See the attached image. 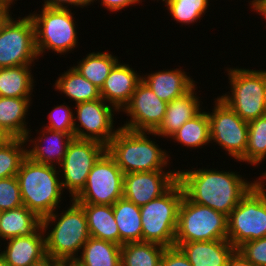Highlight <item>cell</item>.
<instances>
[{
  "label": "cell",
  "instance_id": "cell-20",
  "mask_svg": "<svg viewBox=\"0 0 266 266\" xmlns=\"http://www.w3.org/2000/svg\"><path fill=\"white\" fill-rule=\"evenodd\" d=\"M44 234L40 226L32 235L7 239L0 255L10 266H30L46 256Z\"/></svg>",
  "mask_w": 266,
  "mask_h": 266
},
{
  "label": "cell",
  "instance_id": "cell-25",
  "mask_svg": "<svg viewBox=\"0 0 266 266\" xmlns=\"http://www.w3.org/2000/svg\"><path fill=\"white\" fill-rule=\"evenodd\" d=\"M41 226V219L24 205L0 212V240L32 235Z\"/></svg>",
  "mask_w": 266,
  "mask_h": 266
},
{
  "label": "cell",
  "instance_id": "cell-39",
  "mask_svg": "<svg viewBox=\"0 0 266 266\" xmlns=\"http://www.w3.org/2000/svg\"><path fill=\"white\" fill-rule=\"evenodd\" d=\"M160 266H192L178 247L165 248Z\"/></svg>",
  "mask_w": 266,
  "mask_h": 266
},
{
  "label": "cell",
  "instance_id": "cell-7",
  "mask_svg": "<svg viewBox=\"0 0 266 266\" xmlns=\"http://www.w3.org/2000/svg\"><path fill=\"white\" fill-rule=\"evenodd\" d=\"M226 71L230 92L218 98L246 122L266 115L265 70L226 67Z\"/></svg>",
  "mask_w": 266,
  "mask_h": 266
},
{
  "label": "cell",
  "instance_id": "cell-44",
  "mask_svg": "<svg viewBox=\"0 0 266 266\" xmlns=\"http://www.w3.org/2000/svg\"><path fill=\"white\" fill-rule=\"evenodd\" d=\"M51 266H79L77 259H54L51 257Z\"/></svg>",
  "mask_w": 266,
  "mask_h": 266
},
{
  "label": "cell",
  "instance_id": "cell-34",
  "mask_svg": "<svg viewBox=\"0 0 266 266\" xmlns=\"http://www.w3.org/2000/svg\"><path fill=\"white\" fill-rule=\"evenodd\" d=\"M27 144L25 139L12 138L0 146V179L16 176L27 157Z\"/></svg>",
  "mask_w": 266,
  "mask_h": 266
},
{
  "label": "cell",
  "instance_id": "cell-36",
  "mask_svg": "<svg viewBox=\"0 0 266 266\" xmlns=\"http://www.w3.org/2000/svg\"><path fill=\"white\" fill-rule=\"evenodd\" d=\"M70 108L65 102L55 106L48 114L49 124H45L46 126L44 127L58 132L74 134L75 112L73 113Z\"/></svg>",
  "mask_w": 266,
  "mask_h": 266
},
{
  "label": "cell",
  "instance_id": "cell-35",
  "mask_svg": "<svg viewBox=\"0 0 266 266\" xmlns=\"http://www.w3.org/2000/svg\"><path fill=\"white\" fill-rule=\"evenodd\" d=\"M159 0H157L158 2ZM170 15L182 25L198 22L207 12L210 0H162Z\"/></svg>",
  "mask_w": 266,
  "mask_h": 266
},
{
  "label": "cell",
  "instance_id": "cell-24",
  "mask_svg": "<svg viewBox=\"0 0 266 266\" xmlns=\"http://www.w3.org/2000/svg\"><path fill=\"white\" fill-rule=\"evenodd\" d=\"M86 215L91 237L119 245V229L113 206L100 204H79Z\"/></svg>",
  "mask_w": 266,
  "mask_h": 266
},
{
  "label": "cell",
  "instance_id": "cell-16",
  "mask_svg": "<svg viewBox=\"0 0 266 266\" xmlns=\"http://www.w3.org/2000/svg\"><path fill=\"white\" fill-rule=\"evenodd\" d=\"M142 171L124 174L123 197L141 207L163 195L177 180L176 170Z\"/></svg>",
  "mask_w": 266,
  "mask_h": 266
},
{
  "label": "cell",
  "instance_id": "cell-1",
  "mask_svg": "<svg viewBox=\"0 0 266 266\" xmlns=\"http://www.w3.org/2000/svg\"><path fill=\"white\" fill-rule=\"evenodd\" d=\"M177 171L178 182L188 200L210 207L226 216L260 178L266 179V171L253 182L247 181L239 172L230 170L218 171L204 167Z\"/></svg>",
  "mask_w": 266,
  "mask_h": 266
},
{
  "label": "cell",
  "instance_id": "cell-8",
  "mask_svg": "<svg viewBox=\"0 0 266 266\" xmlns=\"http://www.w3.org/2000/svg\"><path fill=\"white\" fill-rule=\"evenodd\" d=\"M41 10L40 14H29L35 27L38 57H43L42 54L49 50L60 55L73 51L78 46V32L70 7L62 9L43 6Z\"/></svg>",
  "mask_w": 266,
  "mask_h": 266
},
{
  "label": "cell",
  "instance_id": "cell-42",
  "mask_svg": "<svg viewBox=\"0 0 266 266\" xmlns=\"http://www.w3.org/2000/svg\"><path fill=\"white\" fill-rule=\"evenodd\" d=\"M226 266H254L238 250L229 258Z\"/></svg>",
  "mask_w": 266,
  "mask_h": 266
},
{
  "label": "cell",
  "instance_id": "cell-9",
  "mask_svg": "<svg viewBox=\"0 0 266 266\" xmlns=\"http://www.w3.org/2000/svg\"><path fill=\"white\" fill-rule=\"evenodd\" d=\"M227 235L228 218L224 213L183 196L178 210L175 243L227 240Z\"/></svg>",
  "mask_w": 266,
  "mask_h": 266
},
{
  "label": "cell",
  "instance_id": "cell-50",
  "mask_svg": "<svg viewBox=\"0 0 266 266\" xmlns=\"http://www.w3.org/2000/svg\"><path fill=\"white\" fill-rule=\"evenodd\" d=\"M264 98L266 103V70H265V92H264Z\"/></svg>",
  "mask_w": 266,
  "mask_h": 266
},
{
  "label": "cell",
  "instance_id": "cell-45",
  "mask_svg": "<svg viewBox=\"0 0 266 266\" xmlns=\"http://www.w3.org/2000/svg\"><path fill=\"white\" fill-rule=\"evenodd\" d=\"M14 1H17V0H0V9L11 13L10 8H12L11 5L15 3Z\"/></svg>",
  "mask_w": 266,
  "mask_h": 266
},
{
  "label": "cell",
  "instance_id": "cell-31",
  "mask_svg": "<svg viewBox=\"0 0 266 266\" xmlns=\"http://www.w3.org/2000/svg\"><path fill=\"white\" fill-rule=\"evenodd\" d=\"M187 148H204L210 143V123L208 114L202 109L196 116L185 122L171 137Z\"/></svg>",
  "mask_w": 266,
  "mask_h": 266
},
{
  "label": "cell",
  "instance_id": "cell-32",
  "mask_svg": "<svg viewBox=\"0 0 266 266\" xmlns=\"http://www.w3.org/2000/svg\"><path fill=\"white\" fill-rule=\"evenodd\" d=\"M165 247L146 241L121 246V266H160Z\"/></svg>",
  "mask_w": 266,
  "mask_h": 266
},
{
  "label": "cell",
  "instance_id": "cell-5",
  "mask_svg": "<svg viewBox=\"0 0 266 266\" xmlns=\"http://www.w3.org/2000/svg\"><path fill=\"white\" fill-rule=\"evenodd\" d=\"M184 192L178 180L161 196L140 207L142 241L174 247L178 210Z\"/></svg>",
  "mask_w": 266,
  "mask_h": 266
},
{
  "label": "cell",
  "instance_id": "cell-43",
  "mask_svg": "<svg viewBox=\"0 0 266 266\" xmlns=\"http://www.w3.org/2000/svg\"><path fill=\"white\" fill-rule=\"evenodd\" d=\"M251 2V3H250ZM249 2L250 8L252 7L254 12H257L256 14H261L264 17V20L266 19V0H252Z\"/></svg>",
  "mask_w": 266,
  "mask_h": 266
},
{
  "label": "cell",
  "instance_id": "cell-19",
  "mask_svg": "<svg viewBox=\"0 0 266 266\" xmlns=\"http://www.w3.org/2000/svg\"><path fill=\"white\" fill-rule=\"evenodd\" d=\"M196 86L168 103L162 122L153 132H148V135L170 138L185 122L202 110V101L195 91Z\"/></svg>",
  "mask_w": 266,
  "mask_h": 266
},
{
  "label": "cell",
  "instance_id": "cell-10",
  "mask_svg": "<svg viewBox=\"0 0 266 266\" xmlns=\"http://www.w3.org/2000/svg\"><path fill=\"white\" fill-rule=\"evenodd\" d=\"M17 19L11 14L0 27V68L32 65L39 58L32 18Z\"/></svg>",
  "mask_w": 266,
  "mask_h": 266
},
{
  "label": "cell",
  "instance_id": "cell-29",
  "mask_svg": "<svg viewBox=\"0 0 266 266\" xmlns=\"http://www.w3.org/2000/svg\"><path fill=\"white\" fill-rule=\"evenodd\" d=\"M77 261L79 266H121V246L90 237Z\"/></svg>",
  "mask_w": 266,
  "mask_h": 266
},
{
  "label": "cell",
  "instance_id": "cell-26",
  "mask_svg": "<svg viewBox=\"0 0 266 266\" xmlns=\"http://www.w3.org/2000/svg\"><path fill=\"white\" fill-rule=\"evenodd\" d=\"M112 206L119 229V245L142 241L140 207L124 197L118 199Z\"/></svg>",
  "mask_w": 266,
  "mask_h": 266
},
{
  "label": "cell",
  "instance_id": "cell-27",
  "mask_svg": "<svg viewBox=\"0 0 266 266\" xmlns=\"http://www.w3.org/2000/svg\"><path fill=\"white\" fill-rule=\"evenodd\" d=\"M60 75L53 85L55 91L75 101V105L101 98L100 89L84 78L73 66Z\"/></svg>",
  "mask_w": 266,
  "mask_h": 266
},
{
  "label": "cell",
  "instance_id": "cell-22",
  "mask_svg": "<svg viewBox=\"0 0 266 266\" xmlns=\"http://www.w3.org/2000/svg\"><path fill=\"white\" fill-rule=\"evenodd\" d=\"M175 68L164 69L154 73L142 75V81L150 87L155 95L169 103L190 91L197 83L183 71Z\"/></svg>",
  "mask_w": 266,
  "mask_h": 266
},
{
  "label": "cell",
  "instance_id": "cell-40",
  "mask_svg": "<svg viewBox=\"0 0 266 266\" xmlns=\"http://www.w3.org/2000/svg\"><path fill=\"white\" fill-rule=\"evenodd\" d=\"M97 0H91V4L96 2ZM99 3H101V6H103L105 9L116 12L120 10H124L125 8L132 6V5H138L140 2L142 3V0H98Z\"/></svg>",
  "mask_w": 266,
  "mask_h": 266
},
{
  "label": "cell",
  "instance_id": "cell-3",
  "mask_svg": "<svg viewBox=\"0 0 266 266\" xmlns=\"http://www.w3.org/2000/svg\"><path fill=\"white\" fill-rule=\"evenodd\" d=\"M70 201L72 204L67 210L62 213L55 210L41 219L46 255L54 259H77L80 249L91 237L83 208L73 199Z\"/></svg>",
  "mask_w": 266,
  "mask_h": 266
},
{
  "label": "cell",
  "instance_id": "cell-23",
  "mask_svg": "<svg viewBox=\"0 0 266 266\" xmlns=\"http://www.w3.org/2000/svg\"><path fill=\"white\" fill-rule=\"evenodd\" d=\"M32 99L0 96V127L12 138H32L25 118Z\"/></svg>",
  "mask_w": 266,
  "mask_h": 266
},
{
  "label": "cell",
  "instance_id": "cell-2",
  "mask_svg": "<svg viewBox=\"0 0 266 266\" xmlns=\"http://www.w3.org/2000/svg\"><path fill=\"white\" fill-rule=\"evenodd\" d=\"M57 168L35 162L27 156L16 174L23 205L40 219L60 207L64 193Z\"/></svg>",
  "mask_w": 266,
  "mask_h": 266
},
{
  "label": "cell",
  "instance_id": "cell-21",
  "mask_svg": "<svg viewBox=\"0 0 266 266\" xmlns=\"http://www.w3.org/2000/svg\"><path fill=\"white\" fill-rule=\"evenodd\" d=\"M192 266H226L237 250L228 240L174 243Z\"/></svg>",
  "mask_w": 266,
  "mask_h": 266
},
{
  "label": "cell",
  "instance_id": "cell-46",
  "mask_svg": "<svg viewBox=\"0 0 266 266\" xmlns=\"http://www.w3.org/2000/svg\"><path fill=\"white\" fill-rule=\"evenodd\" d=\"M12 137L0 127V146L5 145Z\"/></svg>",
  "mask_w": 266,
  "mask_h": 266
},
{
  "label": "cell",
  "instance_id": "cell-41",
  "mask_svg": "<svg viewBox=\"0 0 266 266\" xmlns=\"http://www.w3.org/2000/svg\"><path fill=\"white\" fill-rule=\"evenodd\" d=\"M69 5L84 8L91 5V0H44L42 6L68 9Z\"/></svg>",
  "mask_w": 266,
  "mask_h": 266
},
{
  "label": "cell",
  "instance_id": "cell-48",
  "mask_svg": "<svg viewBox=\"0 0 266 266\" xmlns=\"http://www.w3.org/2000/svg\"><path fill=\"white\" fill-rule=\"evenodd\" d=\"M10 15H11V13L0 9V27Z\"/></svg>",
  "mask_w": 266,
  "mask_h": 266
},
{
  "label": "cell",
  "instance_id": "cell-15",
  "mask_svg": "<svg viewBox=\"0 0 266 266\" xmlns=\"http://www.w3.org/2000/svg\"><path fill=\"white\" fill-rule=\"evenodd\" d=\"M167 105L141 80L121 111L130 116L121 127L131 131L153 132L162 122Z\"/></svg>",
  "mask_w": 266,
  "mask_h": 266
},
{
  "label": "cell",
  "instance_id": "cell-13",
  "mask_svg": "<svg viewBox=\"0 0 266 266\" xmlns=\"http://www.w3.org/2000/svg\"><path fill=\"white\" fill-rule=\"evenodd\" d=\"M214 108L208 111L210 123V143L215 142L223 150L239 161L245 154L248 138V122L241 119L218 97ZM211 112V113H210Z\"/></svg>",
  "mask_w": 266,
  "mask_h": 266
},
{
  "label": "cell",
  "instance_id": "cell-14",
  "mask_svg": "<svg viewBox=\"0 0 266 266\" xmlns=\"http://www.w3.org/2000/svg\"><path fill=\"white\" fill-rule=\"evenodd\" d=\"M75 106L74 138L95 140L107 146L119 130V127L115 129L113 123L118 111L102 98Z\"/></svg>",
  "mask_w": 266,
  "mask_h": 266
},
{
  "label": "cell",
  "instance_id": "cell-18",
  "mask_svg": "<svg viewBox=\"0 0 266 266\" xmlns=\"http://www.w3.org/2000/svg\"><path fill=\"white\" fill-rule=\"evenodd\" d=\"M38 135L40 136L35 139L25 138L26 142L33 143L31 146L30 143L27 146V148H32L27 149V156L38 163L59 166L64 159L69 143L74 138V134H67L42 127ZM44 143L48 144L43 146L45 145Z\"/></svg>",
  "mask_w": 266,
  "mask_h": 266
},
{
  "label": "cell",
  "instance_id": "cell-30",
  "mask_svg": "<svg viewBox=\"0 0 266 266\" xmlns=\"http://www.w3.org/2000/svg\"><path fill=\"white\" fill-rule=\"evenodd\" d=\"M111 52H91L73 66L84 78L101 89L113 67L119 62Z\"/></svg>",
  "mask_w": 266,
  "mask_h": 266
},
{
  "label": "cell",
  "instance_id": "cell-4",
  "mask_svg": "<svg viewBox=\"0 0 266 266\" xmlns=\"http://www.w3.org/2000/svg\"><path fill=\"white\" fill-rule=\"evenodd\" d=\"M147 134V131H131L119 126L106 146L107 152L124 174L165 170L171 163L168 152L149 139Z\"/></svg>",
  "mask_w": 266,
  "mask_h": 266
},
{
  "label": "cell",
  "instance_id": "cell-49",
  "mask_svg": "<svg viewBox=\"0 0 266 266\" xmlns=\"http://www.w3.org/2000/svg\"><path fill=\"white\" fill-rule=\"evenodd\" d=\"M0 266H10L1 255H0Z\"/></svg>",
  "mask_w": 266,
  "mask_h": 266
},
{
  "label": "cell",
  "instance_id": "cell-33",
  "mask_svg": "<svg viewBox=\"0 0 266 266\" xmlns=\"http://www.w3.org/2000/svg\"><path fill=\"white\" fill-rule=\"evenodd\" d=\"M266 159V115L248 122L247 147L238 162L258 165Z\"/></svg>",
  "mask_w": 266,
  "mask_h": 266
},
{
  "label": "cell",
  "instance_id": "cell-37",
  "mask_svg": "<svg viewBox=\"0 0 266 266\" xmlns=\"http://www.w3.org/2000/svg\"><path fill=\"white\" fill-rule=\"evenodd\" d=\"M23 205L21 191L16 176L0 179V212Z\"/></svg>",
  "mask_w": 266,
  "mask_h": 266
},
{
  "label": "cell",
  "instance_id": "cell-12",
  "mask_svg": "<svg viewBox=\"0 0 266 266\" xmlns=\"http://www.w3.org/2000/svg\"><path fill=\"white\" fill-rule=\"evenodd\" d=\"M106 151V146L95 140L73 138L63 161L58 166L63 191L68 190L74 199L85 187L88 174L96 161ZM60 167V168H59ZM61 169V170H60ZM65 189V190H64Z\"/></svg>",
  "mask_w": 266,
  "mask_h": 266
},
{
  "label": "cell",
  "instance_id": "cell-47",
  "mask_svg": "<svg viewBox=\"0 0 266 266\" xmlns=\"http://www.w3.org/2000/svg\"><path fill=\"white\" fill-rule=\"evenodd\" d=\"M30 266H51V257L46 255L40 261L33 263Z\"/></svg>",
  "mask_w": 266,
  "mask_h": 266
},
{
  "label": "cell",
  "instance_id": "cell-6",
  "mask_svg": "<svg viewBox=\"0 0 266 266\" xmlns=\"http://www.w3.org/2000/svg\"><path fill=\"white\" fill-rule=\"evenodd\" d=\"M260 178L241 198L228 218L227 240L237 249L244 242L266 237V185Z\"/></svg>",
  "mask_w": 266,
  "mask_h": 266
},
{
  "label": "cell",
  "instance_id": "cell-17",
  "mask_svg": "<svg viewBox=\"0 0 266 266\" xmlns=\"http://www.w3.org/2000/svg\"><path fill=\"white\" fill-rule=\"evenodd\" d=\"M141 80L142 76L129 64L118 62L110 71L100 89L101 98L120 113L129 103Z\"/></svg>",
  "mask_w": 266,
  "mask_h": 266
},
{
  "label": "cell",
  "instance_id": "cell-28",
  "mask_svg": "<svg viewBox=\"0 0 266 266\" xmlns=\"http://www.w3.org/2000/svg\"><path fill=\"white\" fill-rule=\"evenodd\" d=\"M32 65L0 68V96L31 98L34 81Z\"/></svg>",
  "mask_w": 266,
  "mask_h": 266
},
{
  "label": "cell",
  "instance_id": "cell-38",
  "mask_svg": "<svg viewBox=\"0 0 266 266\" xmlns=\"http://www.w3.org/2000/svg\"><path fill=\"white\" fill-rule=\"evenodd\" d=\"M237 250L254 266H266V237L244 242Z\"/></svg>",
  "mask_w": 266,
  "mask_h": 266
},
{
  "label": "cell",
  "instance_id": "cell-11",
  "mask_svg": "<svg viewBox=\"0 0 266 266\" xmlns=\"http://www.w3.org/2000/svg\"><path fill=\"white\" fill-rule=\"evenodd\" d=\"M124 173L107 150L96 161L82 191L73 199L78 204L113 205L123 198Z\"/></svg>",
  "mask_w": 266,
  "mask_h": 266
}]
</instances>
